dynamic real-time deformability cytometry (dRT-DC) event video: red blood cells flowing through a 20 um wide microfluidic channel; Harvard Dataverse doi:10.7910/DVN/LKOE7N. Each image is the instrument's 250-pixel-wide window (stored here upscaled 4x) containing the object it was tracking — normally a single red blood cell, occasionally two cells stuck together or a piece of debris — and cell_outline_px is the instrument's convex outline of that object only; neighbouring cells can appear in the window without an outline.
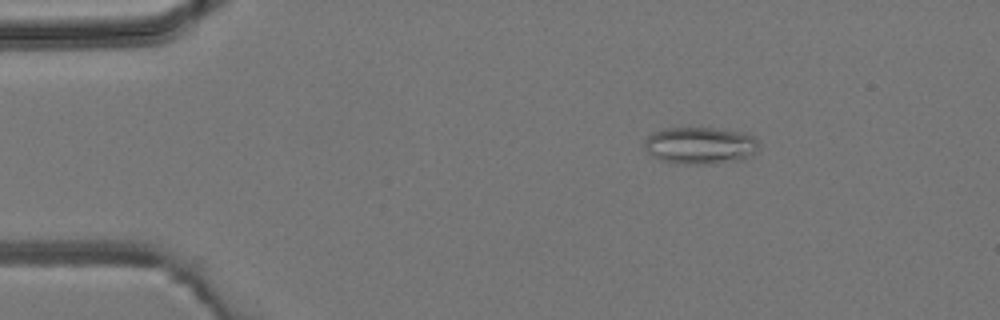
{"species": "common noctule bat (a hibernating species)", "species_latin": "Nyctalus noctula", "temperature_condition": "room temperature", "stored_images_in_passage": 7, "camera_frame_rate_fps": 3000, "um_per_image_px": 0.085, "animal": {"sex": "male", "body_mass_g": 19.2, "forearm_length_mm": 51.8}, "frame": {"image": 1, "passage_image": 3, "time_ms": 2.333, "image_size_px": [1000, 320], "cell_outline_px": [[760, 144], [756, 152], [752, 156], [740, 160], [708, 164], [676, 164], [660, 160], [652, 156], [644, 148], [644, 140], [652, 132], [664, 128], [716, 128], [748, 132]], "centroid_in_image_um": [59.52, 12.37], "position_along_channel_um": 25.5, "area_um2": 25.2}}
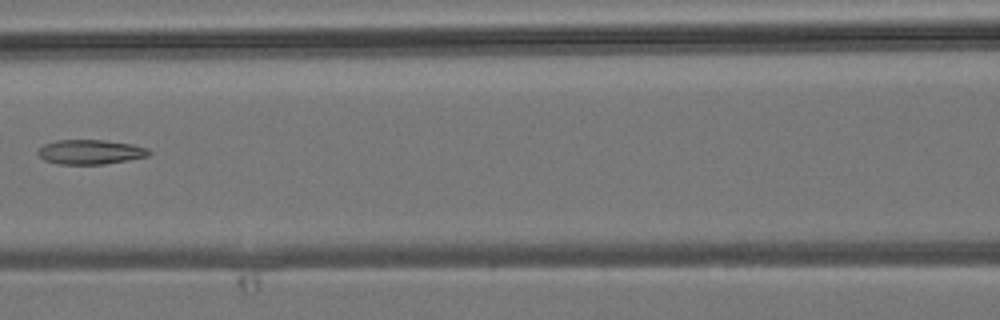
{"frame": {"image": 2, "passage_image": 7, "time_ms": 7.0, "image_size_px": [1000, 320], "cell_outline_px": [[152, 152], [148, 156], [104, 164], [60, 164], [44, 160], [36, 152], [44, 144], [56, 140], [104, 140], [132, 144], [148, 148]], "centroid_in_image_um": [7.68, 12.91], "position_along_channel_um": 158.9, "area_um2": 15.84}}